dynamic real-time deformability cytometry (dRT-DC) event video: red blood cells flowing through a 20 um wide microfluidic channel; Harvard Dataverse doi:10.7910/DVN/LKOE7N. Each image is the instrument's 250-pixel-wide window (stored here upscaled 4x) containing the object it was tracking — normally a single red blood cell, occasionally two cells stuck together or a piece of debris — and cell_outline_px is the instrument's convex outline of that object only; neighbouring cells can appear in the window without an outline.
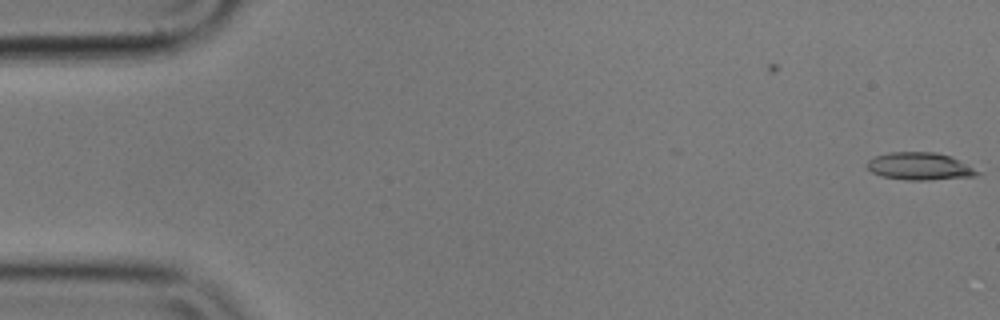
{"species": "common noctule bat (a hibernating species)", "species_latin": "Nyctalus noctula", "temperature_condition": "cold", "stored_images_in_passage": 5, "camera_frame_rate_fps": 3000, "um_per_image_px": 0.085, "animal": {"sex": "male", "body_mass_g": 17.9}, "frame": {"image": 1, "passage_image": 5, "time_ms": 1.333, "image_size_px": [1000, 320], "cell_outline_px": [[984, 172], [976, 176], [928, 180], [908, 180], [880, 176], [872, 172], [864, 164], [868, 160], [876, 156], [888, 152], [936, 152], [952, 156]], "centroid_in_image_um": [78.21, 14.13], "position_along_channel_um": 6.8, "area_um2": 17.98}}